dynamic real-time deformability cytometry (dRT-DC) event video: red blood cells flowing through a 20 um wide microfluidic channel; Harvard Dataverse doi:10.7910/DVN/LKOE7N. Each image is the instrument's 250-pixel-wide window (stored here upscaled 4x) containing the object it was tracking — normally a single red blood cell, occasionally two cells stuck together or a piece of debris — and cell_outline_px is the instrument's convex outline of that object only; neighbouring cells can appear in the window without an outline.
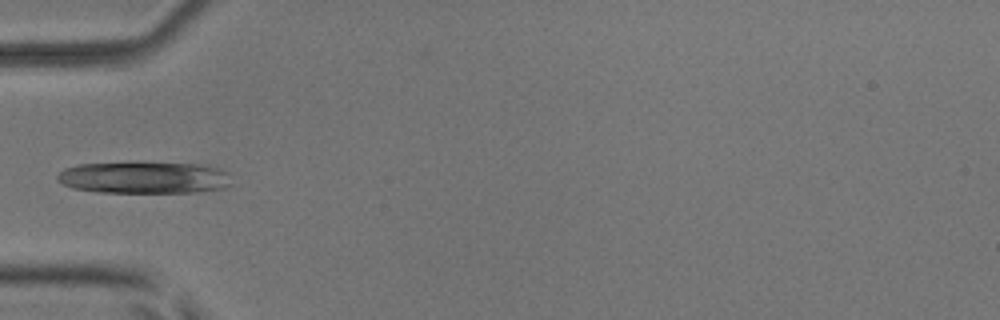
{"species": "common noctule bat (a hibernating species)", "species_latin": "Nyctalus noctula", "temperature_condition": "room temperature", "stored_images_in_passage": 5, "camera_frame_rate_fps": 3000, "um_per_image_px": 0.085, "animal": {"sex": "male", "body_mass_g": 17.9, "forearm_length_mm": 54.2}, "frame": {"image": 1, "passage_image": 4, "time_ms": 1.0, "image_size_px": [1000, 320], "cell_outline_px": [[232, 184], [224, 188], [196, 192], [100, 192], [72, 188], [56, 180], [56, 176], [64, 168], [80, 164], [208, 164], [228, 172]], "centroid_in_image_um": [12.29, 15.11], "position_along_channel_um": 72.7, "area_um2": 31.85}}
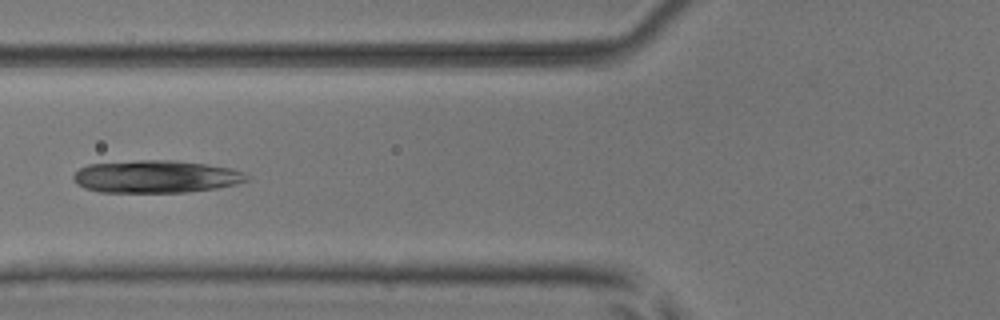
{"frame": {"image": 2, "passage_image": 5, "time_ms": 1.333, "image_size_px": [1000, 320], "cell_outline_px": [[252, 180], [236, 184], [216, 188], [188, 192], [100, 192], [84, 188], [76, 184], [72, 180], [72, 176], [80, 168], [88, 164], [140, 160], [172, 160], [204, 164], [232, 168], [244, 172]], "centroid_in_image_um": [13.26, 15.01], "position_along_channel_um": 112.5, "area_um2": 33.06}}